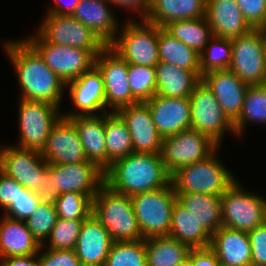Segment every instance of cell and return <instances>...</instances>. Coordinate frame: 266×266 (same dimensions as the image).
Segmentation results:
<instances>
[{"label": "cell", "instance_id": "cell-1", "mask_svg": "<svg viewBox=\"0 0 266 266\" xmlns=\"http://www.w3.org/2000/svg\"><path fill=\"white\" fill-rule=\"evenodd\" d=\"M3 46L17 73L22 99L60 107L66 84L46 65L40 54L25 39L7 41Z\"/></svg>", "mask_w": 266, "mask_h": 266}, {"label": "cell", "instance_id": "cell-45", "mask_svg": "<svg viewBox=\"0 0 266 266\" xmlns=\"http://www.w3.org/2000/svg\"><path fill=\"white\" fill-rule=\"evenodd\" d=\"M251 266H266V221L248 232Z\"/></svg>", "mask_w": 266, "mask_h": 266}, {"label": "cell", "instance_id": "cell-31", "mask_svg": "<svg viewBox=\"0 0 266 266\" xmlns=\"http://www.w3.org/2000/svg\"><path fill=\"white\" fill-rule=\"evenodd\" d=\"M191 248H204L210 245L211 235L200 222L177 200L173 206L169 235Z\"/></svg>", "mask_w": 266, "mask_h": 266}, {"label": "cell", "instance_id": "cell-14", "mask_svg": "<svg viewBox=\"0 0 266 266\" xmlns=\"http://www.w3.org/2000/svg\"><path fill=\"white\" fill-rule=\"evenodd\" d=\"M95 65L104 79L106 108L116 112L120 108L138 103L131 95L128 82V63L109 45L95 57Z\"/></svg>", "mask_w": 266, "mask_h": 266}, {"label": "cell", "instance_id": "cell-49", "mask_svg": "<svg viewBox=\"0 0 266 266\" xmlns=\"http://www.w3.org/2000/svg\"><path fill=\"white\" fill-rule=\"evenodd\" d=\"M188 257L192 261V266H220L217 255L209 246L204 248H191Z\"/></svg>", "mask_w": 266, "mask_h": 266}, {"label": "cell", "instance_id": "cell-18", "mask_svg": "<svg viewBox=\"0 0 266 266\" xmlns=\"http://www.w3.org/2000/svg\"><path fill=\"white\" fill-rule=\"evenodd\" d=\"M41 154L48 164H68L87 161L76 126L62 117L51 128Z\"/></svg>", "mask_w": 266, "mask_h": 266}, {"label": "cell", "instance_id": "cell-20", "mask_svg": "<svg viewBox=\"0 0 266 266\" xmlns=\"http://www.w3.org/2000/svg\"><path fill=\"white\" fill-rule=\"evenodd\" d=\"M162 138L191 128L190 98H172L155 94L146 101Z\"/></svg>", "mask_w": 266, "mask_h": 266}, {"label": "cell", "instance_id": "cell-7", "mask_svg": "<svg viewBox=\"0 0 266 266\" xmlns=\"http://www.w3.org/2000/svg\"><path fill=\"white\" fill-rule=\"evenodd\" d=\"M219 147L209 136L190 128L164 137L160 154L164 168L171 176L184 166L207 159Z\"/></svg>", "mask_w": 266, "mask_h": 266}, {"label": "cell", "instance_id": "cell-50", "mask_svg": "<svg viewBox=\"0 0 266 266\" xmlns=\"http://www.w3.org/2000/svg\"><path fill=\"white\" fill-rule=\"evenodd\" d=\"M110 4H114L123 8H131L139 13L142 20L148 14L150 9L151 0H107Z\"/></svg>", "mask_w": 266, "mask_h": 266}, {"label": "cell", "instance_id": "cell-11", "mask_svg": "<svg viewBox=\"0 0 266 266\" xmlns=\"http://www.w3.org/2000/svg\"><path fill=\"white\" fill-rule=\"evenodd\" d=\"M37 33L43 40L88 50L94 57L106 46L90 28L72 15L47 14Z\"/></svg>", "mask_w": 266, "mask_h": 266}, {"label": "cell", "instance_id": "cell-46", "mask_svg": "<svg viewBox=\"0 0 266 266\" xmlns=\"http://www.w3.org/2000/svg\"><path fill=\"white\" fill-rule=\"evenodd\" d=\"M38 255L40 266H82L74 250L47 248Z\"/></svg>", "mask_w": 266, "mask_h": 266}, {"label": "cell", "instance_id": "cell-38", "mask_svg": "<svg viewBox=\"0 0 266 266\" xmlns=\"http://www.w3.org/2000/svg\"><path fill=\"white\" fill-rule=\"evenodd\" d=\"M212 45L205 46L200 56V73L203 75L217 70L229 69L232 60V41L230 38L213 37Z\"/></svg>", "mask_w": 266, "mask_h": 266}, {"label": "cell", "instance_id": "cell-2", "mask_svg": "<svg viewBox=\"0 0 266 266\" xmlns=\"http://www.w3.org/2000/svg\"><path fill=\"white\" fill-rule=\"evenodd\" d=\"M104 174L105 184L129 197L165 187L171 179L161 154L155 153L133 152L115 160Z\"/></svg>", "mask_w": 266, "mask_h": 266}, {"label": "cell", "instance_id": "cell-10", "mask_svg": "<svg viewBox=\"0 0 266 266\" xmlns=\"http://www.w3.org/2000/svg\"><path fill=\"white\" fill-rule=\"evenodd\" d=\"M189 98L191 129L209 136L219 146L226 130L236 134L233 122L224 113L212 90L202 79L195 85Z\"/></svg>", "mask_w": 266, "mask_h": 266}, {"label": "cell", "instance_id": "cell-34", "mask_svg": "<svg viewBox=\"0 0 266 266\" xmlns=\"http://www.w3.org/2000/svg\"><path fill=\"white\" fill-rule=\"evenodd\" d=\"M162 28L198 54L205 49V46L208 45L207 43H210L209 39L214 37L206 17L169 22Z\"/></svg>", "mask_w": 266, "mask_h": 266}, {"label": "cell", "instance_id": "cell-8", "mask_svg": "<svg viewBox=\"0 0 266 266\" xmlns=\"http://www.w3.org/2000/svg\"><path fill=\"white\" fill-rule=\"evenodd\" d=\"M232 41V60L229 69L248 85H263L266 67V32L252 29Z\"/></svg>", "mask_w": 266, "mask_h": 266}, {"label": "cell", "instance_id": "cell-43", "mask_svg": "<svg viewBox=\"0 0 266 266\" xmlns=\"http://www.w3.org/2000/svg\"><path fill=\"white\" fill-rule=\"evenodd\" d=\"M38 195L28 188H18V196L4 211L9 219L25 221L40 205Z\"/></svg>", "mask_w": 266, "mask_h": 266}, {"label": "cell", "instance_id": "cell-40", "mask_svg": "<svg viewBox=\"0 0 266 266\" xmlns=\"http://www.w3.org/2000/svg\"><path fill=\"white\" fill-rule=\"evenodd\" d=\"M131 95L138 102H146L156 94V68L128 64Z\"/></svg>", "mask_w": 266, "mask_h": 266}, {"label": "cell", "instance_id": "cell-15", "mask_svg": "<svg viewBox=\"0 0 266 266\" xmlns=\"http://www.w3.org/2000/svg\"><path fill=\"white\" fill-rule=\"evenodd\" d=\"M47 167L48 162L41 152L17 145L0 149V170L32 192H38L41 173Z\"/></svg>", "mask_w": 266, "mask_h": 266}, {"label": "cell", "instance_id": "cell-24", "mask_svg": "<svg viewBox=\"0 0 266 266\" xmlns=\"http://www.w3.org/2000/svg\"><path fill=\"white\" fill-rule=\"evenodd\" d=\"M68 119L76 126L86 159L105 172L107 170L105 113L80 115Z\"/></svg>", "mask_w": 266, "mask_h": 266}, {"label": "cell", "instance_id": "cell-5", "mask_svg": "<svg viewBox=\"0 0 266 266\" xmlns=\"http://www.w3.org/2000/svg\"><path fill=\"white\" fill-rule=\"evenodd\" d=\"M176 200L171 181L165 187L131 197L134 213L144 239L169 235Z\"/></svg>", "mask_w": 266, "mask_h": 266}, {"label": "cell", "instance_id": "cell-13", "mask_svg": "<svg viewBox=\"0 0 266 266\" xmlns=\"http://www.w3.org/2000/svg\"><path fill=\"white\" fill-rule=\"evenodd\" d=\"M25 40L65 84L77 79L95 65V57L88 50L53 44L43 40L38 34Z\"/></svg>", "mask_w": 266, "mask_h": 266}, {"label": "cell", "instance_id": "cell-23", "mask_svg": "<svg viewBox=\"0 0 266 266\" xmlns=\"http://www.w3.org/2000/svg\"><path fill=\"white\" fill-rule=\"evenodd\" d=\"M205 17L215 37L232 39L253 29L236 0H206Z\"/></svg>", "mask_w": 266, "mask_h": 266}, {"label": "cell", "instance_id": "cell-12", "mask_svg": "<svg viewBox=\"0 0 266 266\" xmlns=\"http://www.w3.org/2000/svg\"><path fill=\"white\" fill-rule=\"evenodd\" d=\"M20 101L18 146L42 152L51 128L62 116L59 107L44 101Z\"/></svg>", "mask_w": 266, "mask_h": 266}, {"label": "cell", "instance_id": "cell-27", "mask_svg": "<svg viewBox=\"0 0 266 266\" xmlns=\"http://www.w3.org/2000/svg\"><path fill=\"white\" fill-rule=\"evenodd\" d=\"M107 0H80L72 16L90 28L106 45H109L118 33V23L108 8Z\"/></svg>", "mask_w": 266, "mask_h": 266}, {"label": "cell", "instance_id": "cell-3", "mask_svg": "<svg viewBox=\"0 0 266 266\" xmlns=\"http://www.w3.org/2000/svg\"><path fill=\"white\" fill-rule=\"evenodd\" d=\"M92 214L114 242L144 239L134 213L131 197L103 184L92 201Z\"/></svg>", "mask_w": 266, "mask_h": 266}, {"label": "cell", "instance_id": "cell-42", "mask_svg": "<svg viewBox=\"0 0 266 266\" xmlns=\"http://www.w3.org/2000/svg\"><path fill=\"white\" fill-rule=\"evenodd\" d=\"M84 220H66L58 218L49 235V249L74 250Z\"/></svg>", "mask_w": 266, "mask_h": 266}, {"label": "cell", "instance_id": "cell-30", "mask_svg": "<svg viewBox=\"0 0 266 266\" xmlns=\"http://www.w3.org/2000/svg\"><path fill=\"white\" fill-rule=\"evenodd\" d=\"M176 198L210 235L223 226L221 196L182 193L176 194Z\"/></svg>", "mask_w": 266, "mask_h": 266}, {"label": "cell", "instance_id": "cell-26", "mask_svg": "<svg viewBox=\"0 0 266 266\" xmlns=\"http://www.w3.org/2000/svg\"><path fill=\"white\" fill-rule=\"evenodd\" d=\"M41 245L25 221L3 217L0 221V259L41 253Z\"/></svg>", "mask_w": 266, "mask_h": 266}, {"label": "cell", "instance_id": "cell-37", "mask_svg": "<svg viewBox=\"0 0 266 266\" xmlns=\"http://www.w3.org/2000/svg\"><path fill=\"white\" fill-rule=\"evenodd\" d=\"M104 266H147L145 239L113 242Z\"/></svg>", "mask_w": 266, "mask_h": 266}, {"label": "cell", "instance_id": "cell-9", "mask_svg": "<svg viewBox=\"0 0 266 266\" xmlns=\"http://www.w3.org/2000/svg\"><path fill=\"white\" fill-rule=\"evenodd\" d=\"M222 225L249 232L266 221V200L244 192L237 180L221 196Z\"/></svg>", "mask_w": 266, "mask_h": 266}, {"label": "cell", "instance_id": "cell-16", "mask_svg": "<svg viewBox=\"0 0 266 266\" xmlns=\"http://www.w3.org/2000/svg\"><path fill=\"white\" fill-rule=\"evenodd\" d=\"M54 176L56 190L60 194L77 192L84 195H96L105 183V174L95 163L85 161L68 164H48Z\"/></svg>", "mask_w": 266, "mask_h": 266}, {"label": "cell", "instance_id": "cell-36", "mask_svg": "<svg viewBox=\"0 0 266 266\" xmlns=\"http://www.w3.org/2000/svg\"><path fill=\"white\" fill-rule=\"evenodd\" d=\"M248 121L266 123V85H249L242 111L233 122L236 135L242 134Z\"/></svg>", "mask_w": 266, "mask_h": 266}, {"label": "cell", "instance_id": "cell-47", "mask_svg": "<svg viewBox=\"0 0 266 266\" xmlns=\"http://www.w3.org/2000/svg\"><path fill=\"white\" fill-rule=\"evenodd\" d=\"M36 194L41 203L50 205H55L60 196L59 191L56 190L54 176L48 167L41 173V182L38 185V192Z\"/></svg>", "mask_w": 266, "mask_h": 266}, {"label": "cell", "instance_id": "cell-33", "mask_svg": "<svg viewBox=\"0 0 266 266\" xmlns=\"http://www.w3.org/2000/svg\"><path fill=\"white\" fill-rule=\"evenodd\" d=\"M147 266H175L186 257L190 248L170 236L145 239Z\"/></svg>", "mask_w": 266, "mask_h": 266}, {"label": "cell", "instance_id": "cell-52", "mask_svg": "<svg viewBox=\"0 0 266 266\" xmlns=\"http://www.w3.org/2000/svg\"><path fill=\"white\" fill-rule=\"evenodd\" d=\"M56 4L49 8L47 14L72 15L80 0H55ZM66 1V2H65ZM66 4V5H65Z\"/></svg>", "mask_w": 266, "mask_h": 266}, {"label": "cell", "instance_id": "cell-6", "mask_svg": "<svg viewBox=\"0 0 266 266\" xmlns=\"http://www.w3.org/2000/svg\"><path fill=\"white\" fill-rule=\"evenodd\" d=\"M137 23L131 19L123 25L109 46L115 50L128 64L155 67L159 61L158 32L159 26L143 19Z\"/></svg>", "mask_w": 266, "mask_h": 266}, {"label": "cell", "instance_id": "cell-48", "mask_svg": "<svg viewBox=\"0 0 266 266\" xmlns=\"http://www.w3.org/2000/svg\"><path fill=\"white\" fill-rule=\"evenodd\" d=\"M18 188H24L0 170V207L6 209L18 196Z\"/></svg>", "mask_w": 266, "mask_h": 266}, {"label": "cell", "instance_id": "cell-53", "mask_svg": "<svg viewBox=\"0 0 266 266\" xmlns=\"http://www.w3.org/2000/svg\"><path fill=\"white\" fill-rule=\"evenodd\" d=\"M175 266H192V261L189 257H186L181 263H178Z\"/></svg>", "mask_w": 266, "mask_h": 266}, {"label": "cell", "instance_id": "cell-19", "mask_svg": "<svg viewBox=\"0 0 266 266\" xmlns=\"http://www.w3.org/2000/svg\"><path fill=\"white\" fill-rule=\"evenodd\" d=\"M68 86L71 100L78 110L62 114V117L97 115L96 112L102 109V113L108 112L105 101L104 79L96 65H93L77 79L66 83V87Z\"/></svg>", "mask_w": 266, "mask_h": 266}, {"label": "cell", "instance_id": "cell-54", "mask_svg": "<svg viewBox=\"0 0 266 266\" xmlns=\"http://www.w3.org/2000/svg\"><path fill=\"white\" fill-rule=\"evenodd\" d=\"M263 85H266V67H265V78H264V83Z\"/></svg>", "mask_w": 266, "mask_h": 266}, {"label": "cell", "instance_id": "cell-39", "mask_svg": "<svg viewBox=\"0 0 266 266\" xmlns=\"http://www.w3.org/2000/svg\"><path fill=\"white\" fill-rule=\"evenodd\" d=\"M95 195H84L77 192L62 193L55 208L58 218L66 220H85L92 214V201Z\"/></svg>", "mask_w": 266, "mask_h": 266}, {"label": "cell", "instance_id": "cell-44", "mask_svg": "<svg viewBox=\"0 0 266 266\" xmlns=\"http://www.w3.org/2000/svg\"><path fill=\"white\" fill-rule=\"evenodd\" d=\"M245 20L253 29L266 27V0H236Z\"/></svg>", "mask_w": 266, "mask_h": 266}, {"label": "cell", "instance_id": "cell-35", "mask_svg": "<svg viewBox=\"0 0 266 266\" xmlns=\"http://www.w3.org/2000/svg\"><path fill=\"white\" fill-rule=\"evenodd\" d=\"M105 137L107 169L115 160L133 153L130 132L123 119L116 112H105Z\"/></svg>", "mask_w": 266, "mask_h": 266}, {"label": "cell", "instance_id": "cell-51", "mask_svg": "<svg viewBox=\"0 0 266 266\" xmlns=\"http://www.w3.org/2000/svg\"><path fill=\"white\" fill-rule=\"evenodd\" d=\"M38 254L0 259V266H40Z\"/></svg>", "mask_w": 266, "mask_h": 266}, {"label": "cell", "instance_id": "cell-29", "mask_svg": "<svg viewBox=\"0 0 266 266\" xmlns=\"http://www.w3.org/2000/svg\"><path fill=\"white\" fill-rule=\"evenodd\" d=\"M156 94L172 98L190 97L201 80L200 71H189L175 65L159 62L156 66Z\"/></svg>", "mask_w": 266, "mask_h": 266}, {"label": "cell", "instance_id": "cell-25", "mask_svg": "<svg viewBox=\"0 0 266 266\" xmlns=\"http://www.w3.org/2000/svg\"><path fill=\"white\" fill-rule=\"evenodd\" d=\"M209 247L217 255L220 265H251V245L248 232L222 226L211 235Z\"/></svg>", "mask_w": 266, "mask_h": 266}, {"label": "cell", "instance_id": "cell-41", "mask_svg": "<svg viewBox=\"0 0 266 266\" xmlns=\"http://www.w3.org/2000/svg\"><path fill=\"white\" fill-rule=\"evenodd\" d=\"M57 220L58 214L55 205L40 203L32 215L25 220V224L42 245L48 239Z\"/></svg>", "mask_w": 266, "mask_h": 266}, {"label": "cell", "instance_id": "cell-21", "mask_svg": "<svg viewBox=\"0 0 266 266\" xmlns=\"http://www.w3.org/2000/svg\"><path fill=\"white\" fill-rule=\"evenodd\" d=\"M212 90L228 118L234 122L240 115L249 85L230 69L211 71L201 78Z\"/></svg>", "mask_w": 266, "mask_h": 266}, {"label": "cell", "instance_id": "cell-22", "mask_svg": "<svg viewBox=\"0 0 266 266\" xmlns=\"http://www.w3.org/2000/svg\"><path fill=\"white\" fill-rule=\"evenodd\" d=\"M113 242L108 231L91 214L82 223L74 251L82 266H104Z\"/></svg>", "mask_w": 266, "mask_h": 266}, {"label": "cell", "instance_id": "cell-28", "mask_svg": "<svg viewBox=\"0 0 266 266\" xmlns=\"http://www.w3.org/2000/svg\"><path fill=\"white\" fill-rule=\"evenodd\" d=\"M206 0H151L145 21L163 27L169 22L205 17Z\"/></svg>", "mask_w": 266, "mask_h": 266}, {"label": "cell", "instance_id": "cell-32", "mask_svg": "<svg viewBox=\"0 0 266 266\" xmlns=\"http://www.w3.org/2000/svg\"><path fill=\"white\" fill-rule=\"evenodd\" d=\"M159 61L189 70L200 71L199 54L185 43L172 37L162 27L158 32Z\"/></svg>", "mask_w": 266, "mask_h": 266}, {"label": "cell", "instance_id": "cell-17", "mask_svg": "<svg viewBox=\"0 0 266 266\" xmlns=\"http://www.w3.org/2000/svg\"><path fill=\"white\" fill-rule=\"evenodd\" d=\"M116 113L130 132L133 152L160 154L163 138L158 133L146 102L124 106Z\"/></svg>", "mask_w": 266, "mask_h": 266}, {"label": "cell", "instance_id": "cell-4", "mask_svg": "<svg viewBox=\"0 0 266 266\" xmlns=\"http://www.w3.org/2000/svg\"><path fill=\"white\" fill-rule=\"evenodd\" d=\"M189 164L171 175V183L176 194L197 193L222 196L236 181L215 156Z\"/></svg>", "mask_w": 266, "mask_h": 266}]
</instances>
